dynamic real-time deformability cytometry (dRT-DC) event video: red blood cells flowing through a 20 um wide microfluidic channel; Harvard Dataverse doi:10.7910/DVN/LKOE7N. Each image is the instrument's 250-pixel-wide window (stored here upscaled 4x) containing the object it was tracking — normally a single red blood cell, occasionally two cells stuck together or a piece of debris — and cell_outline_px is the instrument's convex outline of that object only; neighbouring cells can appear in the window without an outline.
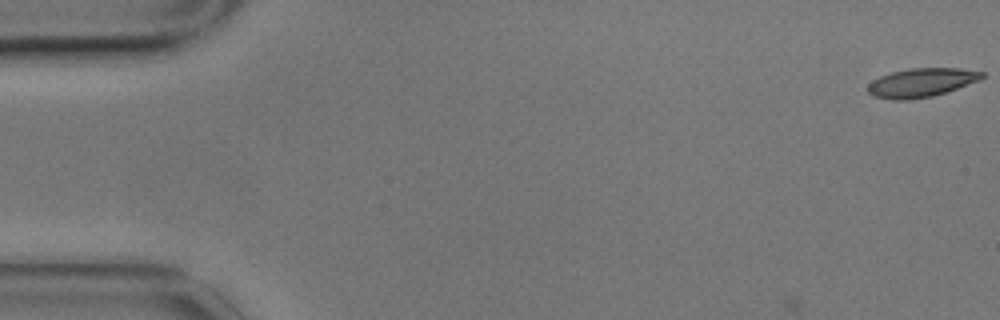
{"species": "common noctule bat (a hibernating species)", "species_latin": "Nyctalus noctula", "temperature_condition": "cold", "stored_images_in_passage": 4, "camera_frame_rate_fps": 3000, "um_per_image_px": 0.085, "animal": {"sex": "male", "body_mass_g": 17.9}, "frame": {"image": 1, "passage_image": 1, "time_ms": 0.0, "image_size_px": [1000, 320], "cell_outline_px": [[984, 76], [980, 80], [932, 96], [908, 100], [892, 100], [872, 96], [868, 92], [868, 84], [872, 80], [880, 76], [892, 72], [912, 68], [960, 68], [984, 72]], "centroid_in_image_um": [78.29, 7.02], "position_along_channel_um": 6.7, "area_um2": 19.07}}
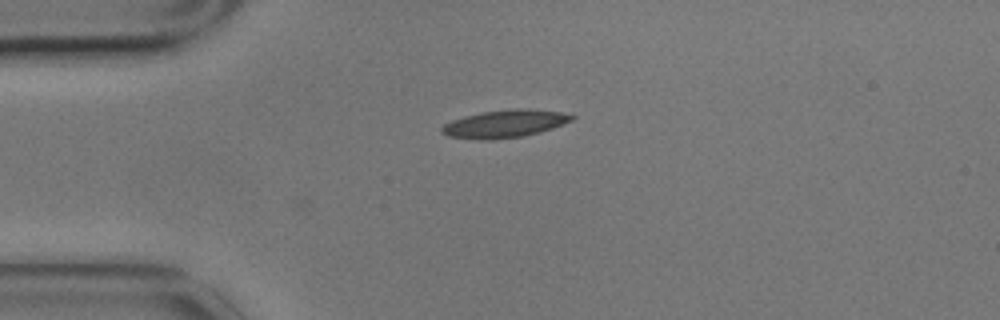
{"frame": {"image": 2, "passage_image": 4, "time_ms": 1.0, "image_size_px": [1000, 320], "cell_outline_px": [[576, 116], [572, 120], [552, 128], [540, 132], [524, 136], [492, 140], [484, 140], [448, 136], [440, 132], [440, 128], [444, 124], [452, 120], [464, 116], [484, 112], [516, 108], [528, 108], [560, 112]], "centroid_in_image_um": [42.89, 10.52], "position_along_channel_um": 42.1, "area_um2": 20.92}}